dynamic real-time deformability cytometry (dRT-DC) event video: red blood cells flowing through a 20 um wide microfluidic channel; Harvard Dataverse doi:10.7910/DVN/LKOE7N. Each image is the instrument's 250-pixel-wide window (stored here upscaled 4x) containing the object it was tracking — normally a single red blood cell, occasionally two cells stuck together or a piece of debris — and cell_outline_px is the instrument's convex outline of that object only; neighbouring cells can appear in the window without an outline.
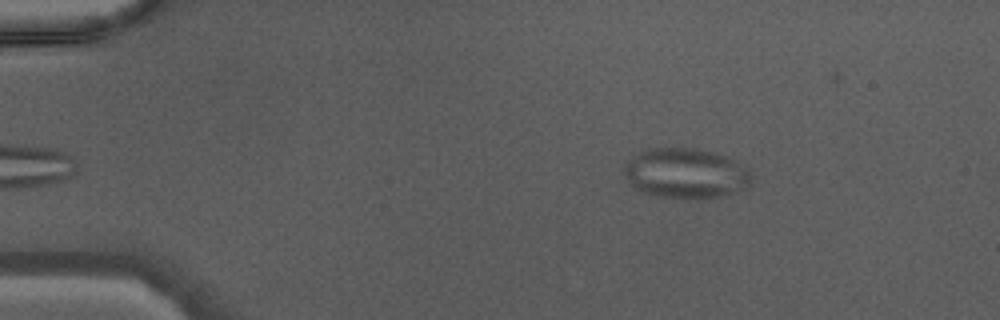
{"species": "Egyptian fruit bat (a non-hibernating species)", "species_latin": "Rousettus aegyptiacus", "temperature_condition": "warm", "stored_images_in_passage": 32, "camera_frame_rate_fps": 3000, "um_per_image_px": 0.085, "animal": {"sex": "male"}, "frame": {"image": 1, "passage_image": 5, "time_ms": 1.333, "image_size_px": [1000, 320], "cell_outline_px": [[752, 184], [748, 188], [736, 192], [720, 196], [656, 196], [644, 192], [628, 184], [624, 172], [624, 164], [632, 156], [648, 148], [692, 148], [712, 152], [724, 156], [732, 160], [744, 168], [748, 172]], "centroid_in_image_um": [58.23, 14.71], "position_along_channel_um": 26.8, "area_um2": 36.3}}
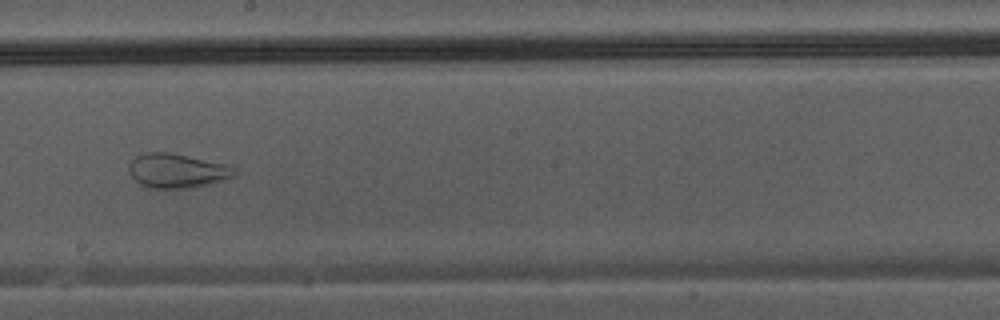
{"frame": {"image": 2, "passage_image": 24, "time_ms": 7.667, "image_size_px": [1000, 320], "cell_outline_px": [[236, 176], [208, 184], [184, 188], [148, 188], [140, 184], [128, 172], [128, 164], [136, 156], [144, 152], [168, 152], [232, 164], [236, 168]], "centroid_in_image_um": [15.07, 14.49], "position_along_channel_um": 233.1, "area_um2": 21.39}}
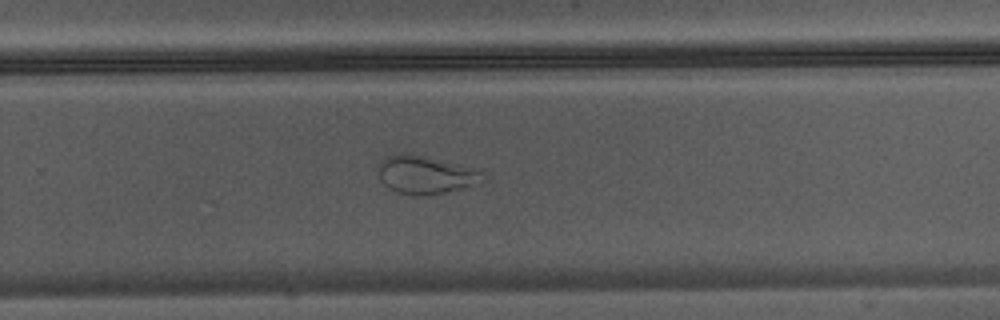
{"frame": {"image": 3, "passage_image": 28, "time_ms": 9.0, "image_size_px": [1000, 320], "cell_outline_px": [[484, 172], [468, 184], [460, 188], [444, 192], [420, 196], [416, 196], [396, 192], [388, 188], [380, 180], [380, 164], [388, 156], [404, 152], [424, 156], [476, 168]], "centroid_in_image_um": [36.06, 14.84], "position_along_channel_um": 293.7, "area_um2": 22.25}}